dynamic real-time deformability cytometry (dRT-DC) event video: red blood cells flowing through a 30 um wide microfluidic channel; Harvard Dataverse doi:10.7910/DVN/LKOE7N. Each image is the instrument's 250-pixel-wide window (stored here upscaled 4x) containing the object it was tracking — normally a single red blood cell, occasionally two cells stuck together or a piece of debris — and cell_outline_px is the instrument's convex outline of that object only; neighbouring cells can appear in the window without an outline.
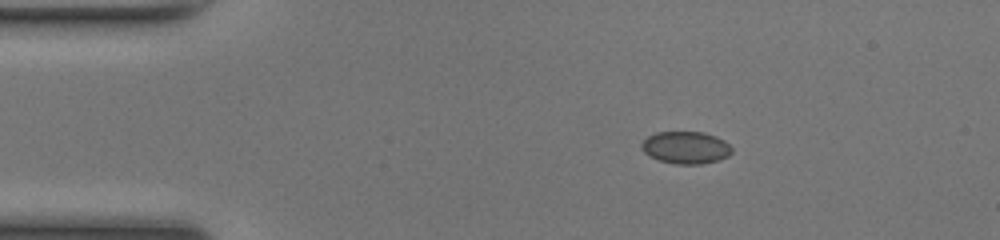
{"species": "common noctule bat (a hibernating species)", "species_latin": "Nyctalus noctula", "temperature_condition": "room temperature", "stored_images_in_passage": 8, "camera_frame_rate_fps": 3000, "um_per_image_px": 0.085, "animal": {"sex": "female", "body_mass_g": 17.0, "forearm_length_mm": 48.0}, "frame": {"image": 1, "passage_image": 1, "time_ms": 0.0, "image_size_px": [1000, 240], "cell_outline_px": [[732, 152], [728, 156], [720, 160], [700, 164], [676, 164], [660, 160], [644, 152], [640, 144], [648, 136], [656, 132], [704, 132], [716, 136], [724, 140], [732, 148]], "centroid_in_image_um": [58.32, 12.54], "position_along_channel_um": 26.7, "area_um2": 16.94}}